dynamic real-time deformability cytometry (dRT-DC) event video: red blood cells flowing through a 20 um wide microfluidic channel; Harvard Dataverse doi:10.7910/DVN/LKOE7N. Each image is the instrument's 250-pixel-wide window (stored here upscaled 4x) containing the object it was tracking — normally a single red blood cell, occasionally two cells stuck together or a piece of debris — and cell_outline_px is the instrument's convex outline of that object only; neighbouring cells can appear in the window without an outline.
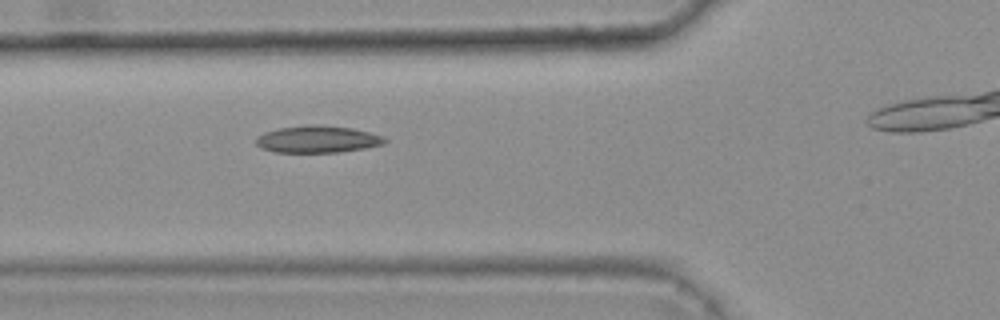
{"species": "common noctule bat (a hibernating species)", "species_latin": "Nyctalus noctula", "temperature_condition": "warm", "stored_images_in_passage": 36, "camera_frame_rate_fps": 3000, "um_per_image_px": 0.085, "animal": {"sex": "female", "body_mass_g": 25.1}, "frame": {"image": 1, "passage_image": 11, "time_ms": 3.333, "image_size_px": [1000, 320], "cell_outline_px": [[388, 140], [384, 144], [364, 148], [340, 152], [272, 152], [260, 148], [256, 144], [256, 136], [264, 132], [280, 128], [312, 124], [316, 124], [352, 128], [384, 136]], "centroid_in_image_um": [26.97, 11.84], "position_along_channel_um": 98.8, "area_um2": 20.35}}
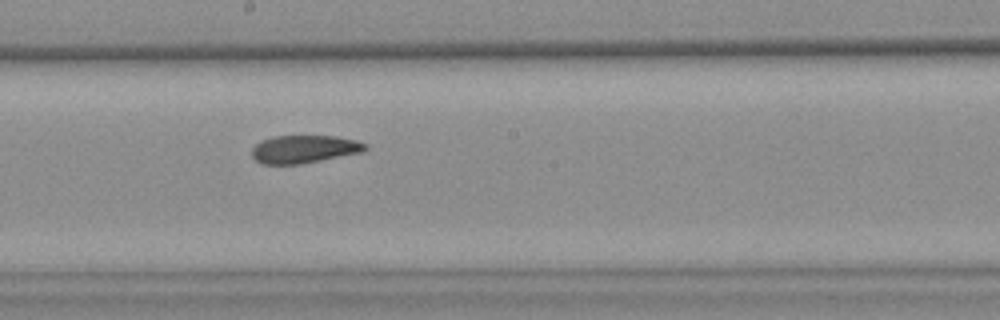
{"frame": {"image": 2, "passage_image": 21, "time_ms": 6.667, "image_size_px": [1000, 320], "cell_outline_px": [[368, 148], [364, 152], [300, 164], [260, 164], [252, 156], [252, 148], [260, 140], [272, 136], [336, 136], [356, 140], [368, 144]], "centroid_in_image_um": [25.87, 12.67], "position_along_channel_um": 222.3, "area_um2": 18.61}}